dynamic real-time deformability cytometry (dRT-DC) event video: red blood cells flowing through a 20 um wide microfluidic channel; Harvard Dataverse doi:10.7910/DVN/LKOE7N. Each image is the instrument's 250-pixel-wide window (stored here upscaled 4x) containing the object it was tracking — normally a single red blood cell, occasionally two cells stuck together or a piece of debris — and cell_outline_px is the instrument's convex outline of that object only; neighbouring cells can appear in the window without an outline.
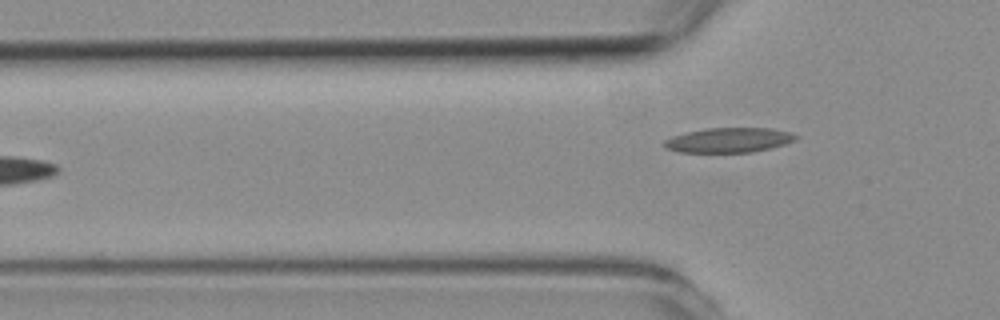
{"species": "common noctule bat (a hibernating species)", "species_latin": "Nyctalus noctula", "temperature_condition": "room temperature", "stored_images_in_passage": 5, "camera_frame_rate_fps": 3000, "um_per_image_px": 0.085, "animal": {"sex": "female", "body_mass_g": 19.3, "forearm_length_mm": 54.1}, "frame": {"image": 1, "passage_image": 5, "time_ms": 4.667, "image_size_px": [1000, 320], "cell_outline_px": [[800, 136], [796, 140], [784, 144], [752, 152], [680, 152], [664, 148], [664, 140], [672, 136], [688, 132], [708, 128], [772, 128], [792, 132]], "centroid_in_image_um": [61.98, 11.9], "position_along_channel_um": 63.8, "area_um2": 18.96}}